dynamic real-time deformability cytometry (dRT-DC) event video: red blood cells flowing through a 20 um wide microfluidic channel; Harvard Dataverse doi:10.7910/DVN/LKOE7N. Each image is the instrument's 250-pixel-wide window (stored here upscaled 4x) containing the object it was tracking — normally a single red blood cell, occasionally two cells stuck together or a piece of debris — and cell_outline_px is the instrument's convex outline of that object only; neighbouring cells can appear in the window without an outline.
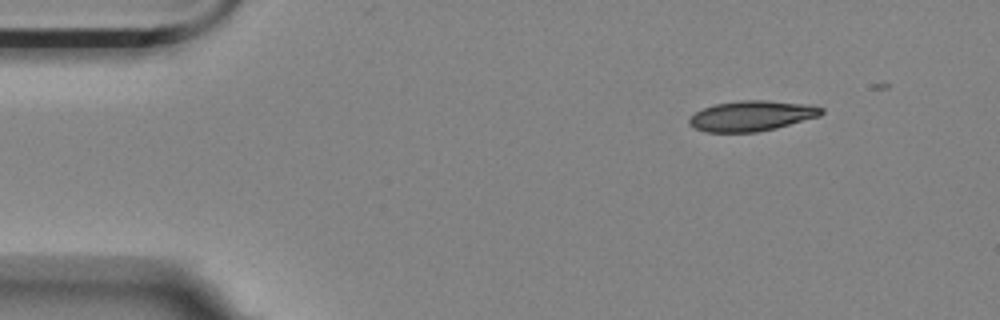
{"species": "Egyptian fruit bat (a non-hibernating species)", "species_latin": "Rousettus aegyptiacus", "temperature_condition": "room temperature", "stored_images_in_passage": 18, "camera_frame_rate_fps": 3000, "um_per_image_px": 0.085, "animal": {"sex": "female"}, "frame": {"image": 1, "passage_image": 1, "time_ms": 0.0, "image_size_px": [1000, 320], "cell_outline_px": [[824, 112], [820, 116], [776, 128], [756, 132], [704, 132], [692, 128], [688, 124], [688, 120], [696, 112], [704, 108], [716, 104], [740, 100], [764, 100], [808, 104], [824, 108]], "centroid_in_image_um": [63.89, 9.85], "position_along_channel_um": 21.1, "area_um2": 23.41}}
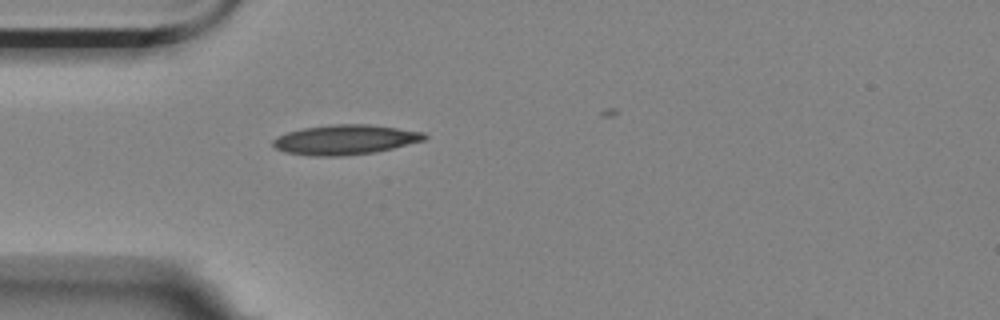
{"frame": {"image": 2, "passage_image": 10, "time_ms": 3.0, "image_size_px": [1000, 320], "cell_outline_px": [[428, 136], [424, 140], [376, 152], [344, 156], [312, 156], [284, 152], [276, 148], [272, 144], [272, 140], [288, 132], [304, 128], [332, 124], [368, 124], [424, 132]], "centroid_in_image_um": [29.34, 11.88], "position_along_channel_um": 55.7, "area_um2": 26.18}}
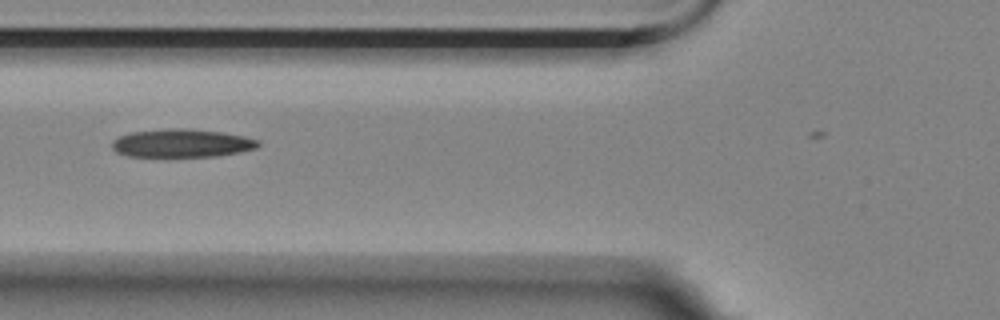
{"frame": {"image": 3, "passage_image": 15, "time_ms": 4.667, "image_size_px": [1000, 320], "cell_outline_px": [[260, 144], [256, 148], [240, 152], [216, 156], [128, 156], [116, 152], [112, 148], [112, 140], [120, 136], [132, 132], [172, 128], [184, 128], [224, 132], [244, 136], [260, 140]], "centroid_in_image_um": [15.48, 12.16], "position_along_channel_um": 110.3, "area_um2": 23.99}}